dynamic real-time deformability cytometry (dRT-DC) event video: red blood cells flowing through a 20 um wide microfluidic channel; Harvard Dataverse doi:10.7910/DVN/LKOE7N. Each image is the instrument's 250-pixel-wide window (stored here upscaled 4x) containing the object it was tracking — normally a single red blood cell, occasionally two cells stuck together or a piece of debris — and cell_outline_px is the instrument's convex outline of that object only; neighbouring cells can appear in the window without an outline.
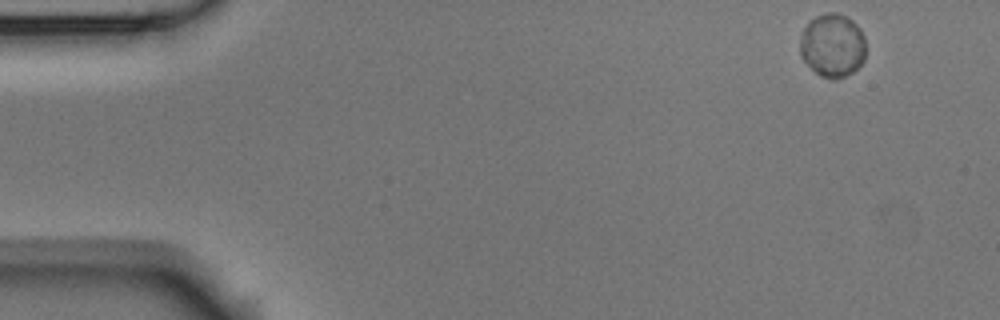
{"species": "Egyptian fruit bat (a non-hibernating species)", "species_latin": "Rousettus aegyptiacus", "temperature_condition": "room temperature", "stored_images_in_passage": 53, "camera_frame_rate_fps": 3000, "um_per_image_px": 0.085, "animal": {"sex": "male"}, "frame": {"image": 1, "passage_image": 1, "time_ms": 0.0, "image_size_px": [1000, 320], "cell_outline_px": [[864, 60], [852, 72], [836, 80], [832, 80], [820, 76], [800, 56], [800, 40], [804, 28], [808, 20], [816, 16], [828, 12], [836, 12], [848, 16], [860, 28], [864, 36]], "centroid_in_image_um": [70.75, 3.84], "position_along_channel_um": 14.2, "area_um2": 24.45}}
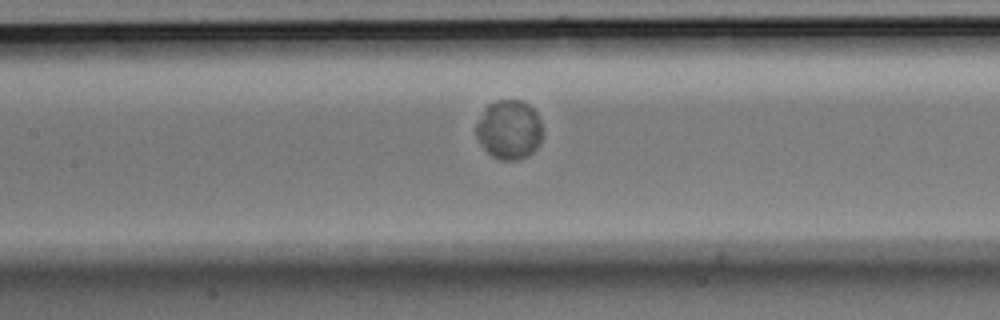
{"frame": {"image": 2, "passage_image": 23, "time_ms": 7.333, "image_size_px": [1000, 320], "cell_outline_px": [[540, 144], [528, 156], [516, 160], [500, 160], [492, 156], [484, 148], [476, 136], [476, 124], [484, 108], [488, 104], [496, 100], [520, 100], [528, 104], [536, 112], [540, 120]], "centroid_in_image_um": [43.25, 11.01], "position_along_channel_um": 164.1, "area_um2": 22.83}}
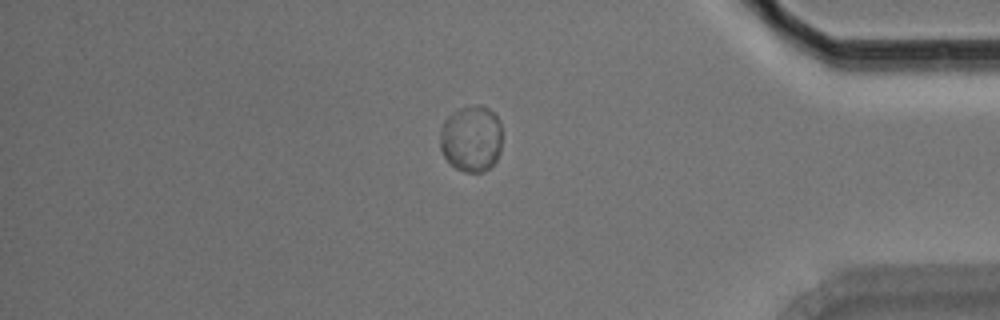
{"frame": {"image": 3, "passage_image": 45, "time_ms": 14.667, "image_size_px": [1000, 320], "cell_outline_px": [[500, 152], [496, 160], [488, 168], [480, 172], [464, 172], [456, 168], [444, 156], [440, 148], [440, 132], [444, 120], [452, 112], [468, 104], [480, 104], [488, 108], [500, 120]], "centroid_in_image_um": [40.04, 11.75], "position_along_channel_um": 395.2, "area_um2": 24.1}, "authors_computed_cell_mechanics": {"area_um2": 23.5824, "velocity_mm_per_s": 3.5178, "shape_relaxation_time_tau1_ms": 0.8504, "shape_relaxation_time_tau2_ms": null, "deformation_change_tau1": 0.0138, "deformation_change_tau2": null}}